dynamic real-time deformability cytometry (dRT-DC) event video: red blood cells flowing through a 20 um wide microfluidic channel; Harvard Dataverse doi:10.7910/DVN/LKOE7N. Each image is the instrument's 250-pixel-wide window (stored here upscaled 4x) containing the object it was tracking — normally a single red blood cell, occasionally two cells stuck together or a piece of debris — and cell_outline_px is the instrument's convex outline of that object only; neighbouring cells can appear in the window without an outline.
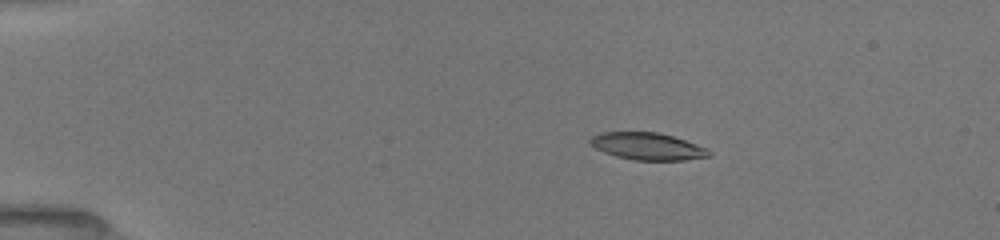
{"species": "common noctule bat (a hibernating species)", "species_latin": "Nyctalus noctula", "temperature_condition": "room temperature", "stored_images_in_passage": 13, "camera_frame_rate_fps": 3000, "um_per_image_px": 0.085, "animal": {"sex": "female", "body_mass_g": 19.5, "forearm_length_mm": 54.1}, "frame": {"image": 1, "passage_image": 4, "time_ms": 2.333, "image_size_px": [1000, 240], "cell_outline_px": [[712, 156], [684, 160], [636, 160], [616, 156], [604, 152], [588, 144], [588, 140], [592, 136], [604, 132], [656, 132], [672, 136], [708, 148], [712, 152]], "centroid_in_image_um": [55.05, 12.44], "position_along_channel_um": 30.0, "area_um2": 18.79}}
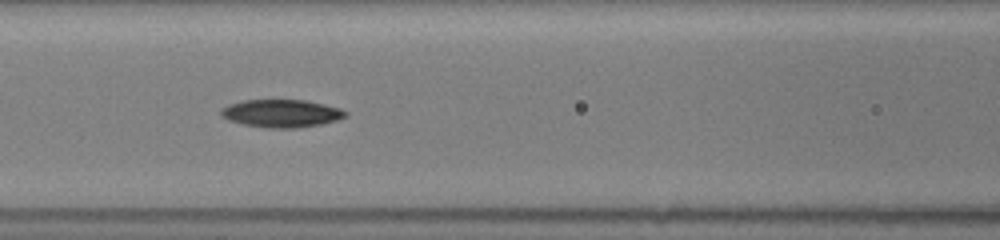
{"frame": {"image": 2, "passage_image": 9, "time_ms": 7.0, "image_size_px": [1000, 240], "cell_outline_px": [[348, 116], [336, 120], [320, 124], [300, 128], [268, 128], [244, 124], [228, 120], [220, 116], [220, 112], [228, 104], [244, 100], [308, 100], [340, 108], [348, 112]], "centroid_in_image_um": [23.94, 9.64], "position_along_channel_um": 142.7, "area_um2": 20.23}}
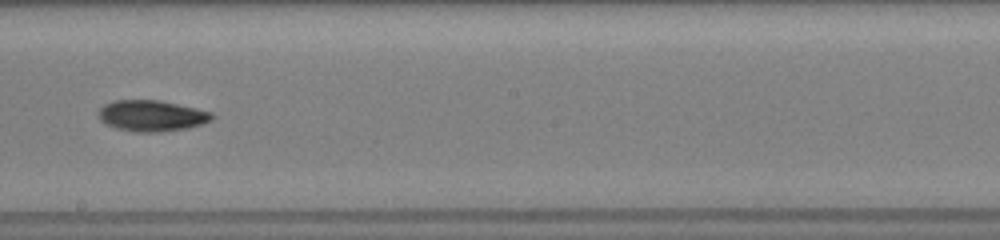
{"frame": {"image": 3, "passage_image": 12, "time_ms": 9.333, "image_size_px": [1000, 240], "cell_outline_px": [[212, 120], [188, 128], [156, 132], [136, 132], [116, 128], [104, 124], [96, 116], [96, 112], [104, 104], [116, 100], [160, 100], [196, 108], [212, 112]], "centroid_in_image_um": [12.83, 9.83], "position_along_channel_um": 235.4, "area_um2": 20.63}}